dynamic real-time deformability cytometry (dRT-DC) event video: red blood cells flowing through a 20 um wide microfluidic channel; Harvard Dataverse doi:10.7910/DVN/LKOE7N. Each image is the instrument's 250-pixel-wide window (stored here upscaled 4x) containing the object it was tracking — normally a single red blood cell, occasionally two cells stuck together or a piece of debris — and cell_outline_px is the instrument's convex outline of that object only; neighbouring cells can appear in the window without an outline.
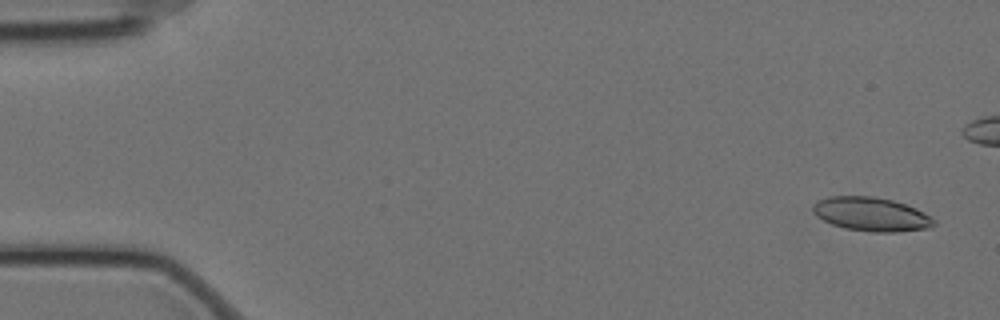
{"species": "Egyptian fruit bat (a non-hibernating species)", "species_latin": "Rousettus aegyptiacus", "temperature_condition": "cold", "stored_images_in_passage": 51, "camera_frame_rate_fps": 3000, "um_per_image_px": 0.085, "animal": {"sex": "female"}, "frame": {"image": 1, "passage_image": 3, "time_ms": 0.667, "image_size_px": [1000, 320], "cell_outline_px": [[936, 224], [928, 228], [896, 232], [872, 232], [844, 228], [832, 224], [816, 216], [812, 212], [812, 208], [820, 200], [828, 196], [872, 196], [892, 200], [916, 208], [932, 216], [936, 220]], "centroid_in_image_um": [74.09, 18.21], "position_along_channel_um": 10.9, "area_um2": 23.87}}
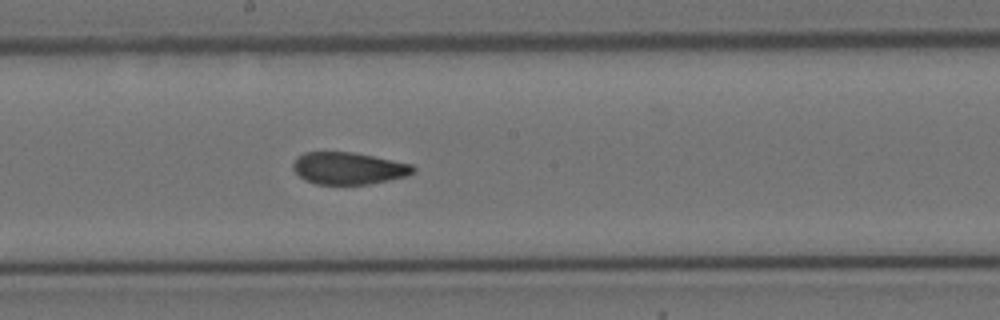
{"frame": {"image": 2, "passage_image": 32, "time_ms": 10.333, "image_size_px": [1000, 320], "cell_outline_px": [[416, 172], [408, 176], [368, 184], [316, 184], [304, 180], [292, 168], [292, 164], [304, 152], [352, 152], [412, 164], [416, 168]], "centroid_in_image_um": [29.65, 14.31], "position_along_channel_um": 218.6, "area_um2": 22.37}}
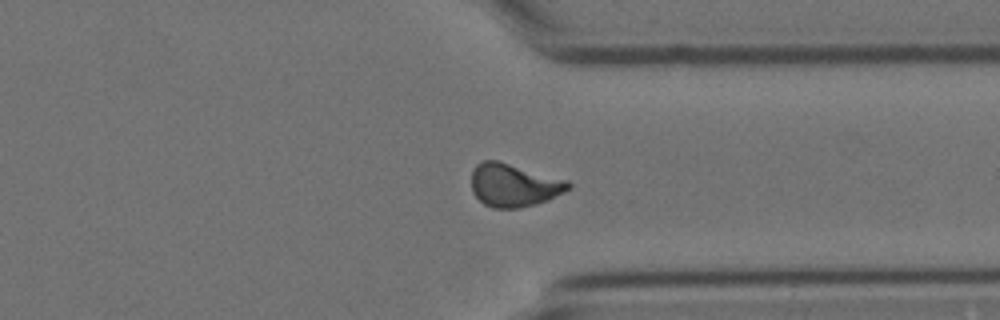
{"frame": {"image": 3, "passage_image": 45, "time_ms": 14.667, "image_size_px": [1000, 320], "cell_outline_px": [[572, 188], [548, 200], [520, 208], [492, 208], [484, 204], [472, 192], [472, 168], [476, 164], [484, 160], [500, 160], [568, 180], [572, 184]], "centroid_in_image_um": [43.68, 15.72], "position_along_channel_um": 367.7, "area_um2": 24.62}, "authors_computed_cell_mechanics": {"area_um2": 23.5246, "velocity_mm_per_s": 3.4719, "shape_relaxation_time_tau1_ms": null, "shape_relaxation_time_tau2_ms": 1.6607, "deformation_change_tau1": null, "deformation_change_tau2": 0.077}}